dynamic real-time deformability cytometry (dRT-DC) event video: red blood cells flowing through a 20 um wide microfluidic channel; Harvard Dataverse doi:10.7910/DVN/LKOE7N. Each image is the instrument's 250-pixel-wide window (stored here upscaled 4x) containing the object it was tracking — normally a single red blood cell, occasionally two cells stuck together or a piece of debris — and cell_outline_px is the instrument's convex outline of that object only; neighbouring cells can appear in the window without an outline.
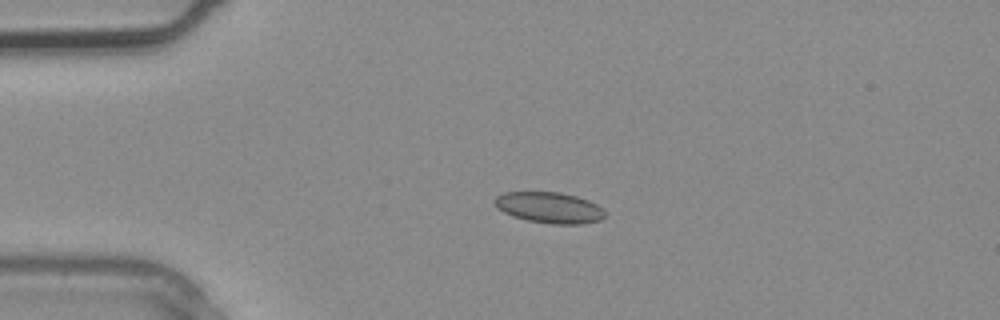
{"species": "common noctule bat (a hibernating species)", "species_latin": "Nyctalus noctula", "temperature_condition": "warm", "stored_images_in_passage": 2, "camera_frame_rate_fps": 3000, "um_per_image_px": 0.085, "animal": {"sex": "male", "body_mass_g": 20.4}, "frame": {"image": 1, "passage_image": 2, "time_ms": 0.333, "image_size_px": [1000, 320], "cell_outline_px": [[604, 216], [600, 220], [580, 224], [552, 224], [528, 220], [512, 216], [496, 208], [492, 200], [496, 196], [504, 192], [560, 192], [576, 196], [588, 200], [604, 208]], "centroid_in_image_um": [46.66, 17.64], "position_along_channel_um": 38.3, "area_um2": 20.0}}